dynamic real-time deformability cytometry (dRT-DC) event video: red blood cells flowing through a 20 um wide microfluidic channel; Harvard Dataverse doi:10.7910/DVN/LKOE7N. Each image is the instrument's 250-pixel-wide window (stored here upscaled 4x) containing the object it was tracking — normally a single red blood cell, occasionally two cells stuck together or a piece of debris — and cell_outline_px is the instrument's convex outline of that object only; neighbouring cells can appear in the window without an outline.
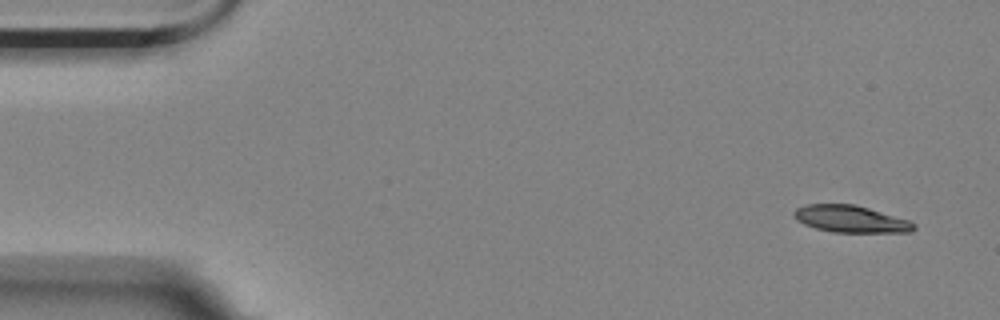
{"species": "Egyptian fruit bat (a non-hibernating species)", "species_latin": "Rousettus aegyptiacus", "temperature_condition": "room temperature", "stored_images_in_passage": 3, "camera_frame_rate_fps": 3000, "um_per_image_px": 0.085, "animal": {"sex": "female"}, "frame": {"image": 1, "passage_image": 1, "time_ms": 0.0, "image_size_px": [1000, 320], "cell_outline_px": [[916, 228], [912, 232], [832, 232], [816, 228], [804, 224], [796, 220], [792, 216], [792, 212], [796, 208], [808, 204], [856, 204], [908, 220], [916, 224]], "centroid_in_image_um": [72.28, 18.61], "position_along_channel_um": 12.7, "area_um2": 18.9}}
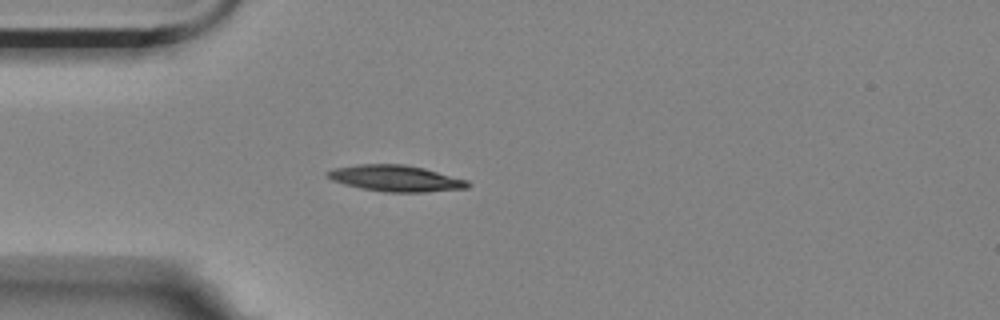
{"frame": {"image": 2, "passage_image": 3, "time_ms": 0.667, "image_size_px": [1000, 320], "cell_outline_px": [[472, 184], [468, 188], [424, 192], [384, 192], [360, 188], [344, 184], [332, 180], [324, 176], [324, 172], [332, 168], [360, 164], [404, 164], [424, 168], [468, 180]], "centroid_in_image_um": [33.6, 15.16], "position_along_channel_um": 51.4, "area_um2": 21.68}}